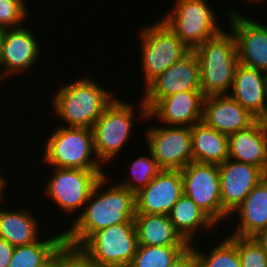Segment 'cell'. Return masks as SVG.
Masks as SVG:
<instances>
[{
	"instance_id": "1",
	"label": "cell",
	"mask_w": 267,
	"mask_h": 267,
	"mask_svg": "<svg viewBox=\"0 0 267 267\" xmlns=\"http://www.w3.org/2000/svg\"><path fill=\"white\" fill-rule=\"evenodd\" d=\"M110 181L114 182L107 174L101 177L82 212L66 226V244L80 247L94 232L134 219L135 194L117 181L110 185Z\"/></svg>"
},
{
	"instance_id": "2",
	"label": "cell",
	"mask_w": 267,
	"mask_h": 267,
	"mask_svg": "<svg viewBox=\"0 0 267 267\" xmlns=\"http://www.w3.org/2000/svg\"><path fill=\"white\" fill-rule=\"evenodd\" d=\"M88 75L65 82L55 91L51 105L53 113L64 127L92 129L96 120L116 98L109 88H103ZM113 96V97H112ZM67 124V125H66Z\"/></svg>"
},
{
	"instance_id": "3",
	"label": "cell",
	"mask_w": 267,
	"mask_h": 267,
	"mask_svg": "<svg viewBox=\"0 0 267 267\" xmlns=\"http://www.w3.org/2000/svg\"><path fill=\"white\" fill-rule=\"evenodd\" d=\"M139 104V105H138ZM136 105L122 98H115L113 102L105 109L101 116L96 120L92 128L94 136V150L99 161L107 167V163L114 162L116 157L123 151L124 146L129 145L131 136H133L134 123L137 120L146 123L148 117V109L140 97V101ZM135 106V108H134ZM137 113V114H135ZM135 117V119H134ZM139 118V119H138ZM132 134V135H131ZM129 140V141H128Z\"/></svg>"
},
{
	"instance_id": "4",
	"label": "cell",
	"mask_w": 267,
	"mask_h": 267,
	"mask_svg": "<svg viewBox=\"0 0 267 267\" xmlns=\"http://www.w3.org/2000/svg\"><path fill=\"white\" fill-rule=\"evenodd\" d=\"M193 52L199 61L203 95L228 94L239 64L237 44L232 31L224 28L218 35L205 40Z\"/></svg>"
},
{
	"instance_id": "5",
	"label": "cell",
	"mask_w": 267,
	"mask_h": 267,
	"mask_svg": "<svg viewBox=\"0 0 267 267\" xmlns=\"http://www.w3.org/2000/svg\"><path fill=\"white\" fill-rule=\"evenodd\" d=\"M53 128L44 140L42 159L34 160L36 165L42 161L50 169H105L94 150L92 129L62 125Z\"/></svg>"
},
{
	"instance_id": "6",
	"label": "cell",
	"mask_w": 267,
	"mask_h": 267,
	"mask_svg": "<svg viewBox=\"0 0 267 267\" xmlns=\"http://www.w3.org/2000/svg\"><path fill=\"white\" fill-rule=\"evenodd\" d=\"M156 20L150 26L140 27L138 32L141 50L140 68L145 81L142 89L191 51L161 18Z\"/></svg>"
},
{
	"instance_id": "7",
	"label": "cell",
	"mask_w": 267,
	"mask_h": 267,
	"mask_svg": "<svg viewBox=\"0 0 267 267\" xmlns=\"http://www.w3.org/2000/svg\"><path fill=\"white\" fill-rule=\"evenodd\" d=\"M161 19L191 51L224 28L208 0H176Z\"/></svg>"
},
{
	"instance_id": "8",
	"label": "cell",
	"mask_w": 267,
	"mask_h": 267,
	"mask_svg": "<svg viewBox=\"0 0 267 267\" xmlns=\"http://www.w3.org/2000/svg\"><path fill=\"white\" fill-rule=\"evenodd\" d=\"M79 248L94 267L130 266L138 248L134 219L94 232Z\"/></svg>"
},
{
	"instance_id": "9",
	"label": "cell",
	"mask_w": 267,
	"mask_h": 267,
	"mask_svg": "<svg viewBox=\"0 0 267 267\" xmlns=\"http://www.w3.org/2000/svg\"><path fill=\"white\" fill-rule=\"evenodd\" d=\"M54 169V170H53ZM46 186L42 187L48 200L51 198L57 210L76 216L88 201L95 185L105 174L104 169H65L53 168ZM80 210V211H78ZM77 212L75 215L73 213ZM79 212V213H78Z\"/></svg>"
},
{
	"instance_id": "10",
	"label": "cell",
	"mask_w": 267,
	"mask_h": 267,
	"mask_svg": "<svg viewBox=\"0 0 267 267\" xmlns=\"http://www.w3.org/2000/svg\"><path fill=\"white\" fill-rule=\"evenodd\" d=\"M147 128L143 132L147 149L162 170H181L193 162L190 127L153 124Z\"/></svg>"
},
{
	"instance_id": "11",
	"label": "cell",
	"mask_w": 267,
	"mask_h": 267,
	"mask_svg": "<svg viewBox=\"0 0 267 267\" xmlns=\"http://www.w3.org/2000/svg\"><path fill=\"white\" fill-rule=\"evenodd\" d=\"M180 171L184 194L192 199L217 225L222 224L218 165L190 162Z\"/></svg>"
},
{
	"instance_id": "12",
	"label": "cell",
	"mask_w": 267,
	"mask_h": 267,
	"mask_svg": "<svg viewBox=\"0 0 267 267\" xmlns=\"http://www.w3.org/2000/svg\"><path fill=\"white\" fill-rule=\"evenodd\" d=\"M231 9L227 21L235 36L239 63L267 73V23Z\"/></svg>"
},
{
	"instance_id": "13",
	"label": "cell",
	"mask_w": 267,
	"mask_h": 267,
	"mask_svg": "<svg viewBox=\"0 0 267 267\" xmlns=\"http://www.w3.org/2000/svg\"><path fill=\"white\" fill-rule=\"evenodd\" d=\"M144 90L140 96L148 110L160 98L182 91H201L200 66L196 54L190 51L152 80Z\"/></svg>"
},
{
	"instance_id": "14",
	"label": "cell",
	"mask_w": 267,
	"mask_h": 267,
	"mask_svg": "<svg viewBox=\"0 0 267 267\" xmlns=\"http://www.w3.org/2000/svg\"><path fill=\"white\" fill-rule=\"evenodd\" d=\"M37 34L26 25L7 29L0 59V84L10 77L33 71L43 51ZM42 51V52H41ZM10 76V77H9Z\"/></svg>"
},
{
	"instance_id": "15",
	"label": "cell",
	"mask_w": 267,
	"mask_h": 267,
	"mask_svg": "<svg viewBox=\"0 0 267 267\" xmlns=\"http://www.w3.org/2000/svg\"><path fill=\"white\" fill-rule=\"evenodd\" d=\"M221 188L222 223L223 230L225 222L230 214L246 199L252 189L267 174L260 168L227 159L218 165Z\"/></svg>"
},
{
	"instance_id": "16",
	"label": "cell",
	"mask_w": 267,
	"mask_h": 267,
	"mask_svg": "<svg viewBox=\"0 0 267 267\" xmlns=\"http://www.w3.org/2000/svg\"><path fill=\"white\" fill-rule=\"evenodd\" d=\"M184 194L180 170H162L144 188L135 193V213L168 215Z\"/></svg>"
},
{
	"instance_id": "17",
	"label": "cell",
	"mask_w": 267,
	"mask_h": 267,
	"mask_svg": "<svg viewBox=\"0 0 267 267\" xmlns=\"http://www.w3.org/2000/svg\"><path fill=\"white\" fill-rule=\"evenodd\" d=\"M204 97L202 91H182L160 98L148 110L146 120H158L162 125L191 128L202 121Z\"/></svg>"
},
{
	"instance_id": "18",
	"label": "cell",
	"mask_w": 267,
	"mask_h": 267,
	"mask_svg": "<svg viewBox=\"0 0 267 267\" xmlns=\"http://www.w3.org/2000/svg\"><path fill=\"white\" fill-rule=\"evenodd\" d=\"M202 122L229 136L250 127L255 117L228 94L209 95L203 100Z\"/></svg>"
},
{
	"instance_id": "19",
	"label": "cell",
	"mask_w": 267,
	"mask_h": 267,
	"mask_svg": "<svg viewBox=\"0 0 267 267\" xmlns=\"http://www.w3.org/2000/svg\"><path fill=\"white\" fill-rule=\"evenodd\" d=\"M228 95L256 117L267 106V73L239 63Z\"/></svg>"
},
{
	"instance_id": "20",
	"label": "cell",
	"mask_w": 267,
	"mask_h": 267,
	"mask_svg": "<svg viewBox=\"0 0 267 267\" xmlns=\"http://www.w3.org/2000/svg\"><path fill=\"white\" fill-rule=\"evenodd\" d=\"M235 217H238L239 220L237 225L234 226L235 230H230L229 235L253 237L261 229L267 227V176L252 189L246 199L230 214L228 221L229 219L232 221Z\"/></svg>"
},
{
	"instance_id": "21",
	"label": "cell",
	"mask_w": 267,
	"mask_h": 267,
	"mask_svg": "<svg viewBox=\"0 0 267 267\" xmlns=\"http://www.w3.org/2000/svg\"><path fill=\"white\" fill-rule=\"evenodd\" d=\"M7 208L8 206L0 207V238L7 240L14 247L37 242L43 232L40 229L42 226L38 214L35 216L25 207H18L16 210Z\"/></svg>"
},
{
	"instance_id": "22",
	"label": "cell",
	"mask_w": 267,
	"mask_h": 267,
	"mask_svg": "<svg viewBox=\"0 0 267 267\" xmlns=\"http://www.w3.org/2000/svg\"><path fill=\"white\" fill-rule=\"evenodd\" d=\"M168 217L175 230L189 244L196 243L198 232L203 228L204 234L214 230L218 225L187 195L183 194L173 205Z\"/></svg>"
},
{
	"instance_id": "23",
	"label": "cell",
	"mask_w": 267,
	"mask_h": 267,
	"mask_svg": "<svg viewBox=\"0 0 267 267\" xmlns=\"http://www.w3.org/2000/svg\"><path fill=\"white\" fill-rule=\"evenodd\" d=\"M228 137L229 159L256 166L267 174V137L256 123Z\"/></svg>"
},
{
	"instance_id": "24",
	"label": "cell",
	"mask_w": 267,
	"mask_h": 267,
	"mask_svg": "<svg viewBox=\"0 0 267 267\" xmlns=\"http://www.w3.org/2000/svg\"><path fill=\"white\" fill-rule=\"evenodd\" d=\"M138 245H189L175 230L168 215L135 213Z\"/></svg>"
},
{
	"instance_id": "25",
	"label": "cell",
	"mask_w": 267,
	"mask_h": 267,
	"mask_svg": "<svg viewBox=\"0 0 267 267\" xmlns=\"http://www.w3.org/2000/svg\"><path fill=\"white\" fill-rule=\"evenodd\" d=\"M193 162L222 164L229 157V137L202 121L191 127Z\"/></svg>"
},
{
	"instance_id": "26",
	"label": "cell",
	"mask_w": 267,
	"mask_h": 267,
	"mask_svg": "<svg viewBox=\"0 0 267 267\" xmlns=\"http://www.w3.org/2000/svg\"><path fill=\"white\" fill-rule=\"evenodd\" d=\"M64 243V230L51 237L40 238L37 242L14 247L7 267H44Z\"/></svg>"
},
{
	"instance_id": "27",
	"label": "cell",
	"mask_w": 267,
	"mask_h": 267,
	"mask_svg": "<svg viewBox=\"0 0 267 267\" xmlns=\"http://www.w3.org/2000/svg\"><path fill=\"white\" fill-rule=\"evenodd\" d=\"M224 238L211 244L208 253L200 248L201 252L195 243L190 245L195 250L198 267H241L236 243L228 235Z\"/></svg>"
},
{
	"instance_id": "28",
	"label": "cell",
	"mask_w": 267,
	"mask_h": 267,
	"mask_svg": "<svg viewBox=\"0 0 267 267\" xmlns=\"http://www.w3.org/2000/svg\"><path fill=\"white\" fill-rule=\"evenodd\" d=\"M189 245H138L129 267H169Z\"/></svg>"
},
{
	"instance_id": "29",
	"label": "cell",
	"mask_w": 267,
	"mask_h": 267,
	"mask_svg": "<svg viewBox=\"0 0 267 267\" xmlns=\"http://www.w3.org/2000/svg\"><path fill=\"white\" fill-rule=\"evenodd\" d=\"M147 152L149 153L140 155L133 162L131 161L132 164L129 163L128 165L131 170H129V175H131L117 182L134 194L146 187L162 171L148 149Z\"/></svg>"
},
{
	"instance_id": "30",
	"label": "cell",
	"mask_w": 267,
	"mask_h": 267,
	"mask_svg": "<svg viewBox=\"0 0 267 267\" xmlns=\"http://www.w3.org/2000/svg\"><path fill=\"white\" fill-rule=\"evenodd\" d=\"M228 236L237 245L241 267H267V254L253 237Z\"/></svg>"
},
{
	"instance_id": "31",
	"label": "cell",
	"mask_w": 267,
	"mask_h": 267,
	"mask_svg": "<svg viewBox=\"0 0 267 267\" xmlns=\"http://www.w3.org/2000/svg\"><path fill=\"white\" fill-rule=\"evenodd\" d=\"M26 1L0 0V26L10 29L25 25L24 21L26 23L32 16Z\"/></svg>"
},
{
	"instance_id": "32",
	"label": "cell",
	"mask_w": 267,
	"mask_h": 267,
	"mask_svg": "<svg viewBox=\"0 0 267 267\" xmlns=\"http://www.w3.org/2000/svg\"><path fill=\"white\" fill-rule=\"evenodd\" d=\"M55 267H94L88 256L79 248L65 242L54 253Z\"/></svg>"
},
{
	"instance_id": "33",
	"label": "cell",
	"mask_w": 267,
	"mask_h": 267,
	"mask_svg": "<svg viewBox=\"0 0 267 267\" xmlns=\"http://www.w3.org/2000/svg\"><path fill=\"white\" fill-rule=\"evenodd\" d=\"M169 267H198L195 250L189 245Z\"/></svg>"
},
{
	"instance_id": "34",
	"label": "cell",
	"mask_w": 267,
	"mask_h": 267,
	"mask_svg": "<svg viewBox=\"0 0 267 267\" xmlns=\"http://www.w3.org/2000/svg\"><path fill=\"white\" fill-rule=\"evenodd\" d=\"M14 252L12 246L7 240L0 238V267H7Z\"/></svg>"
},
{
	"instance_id": "35",
	"label": "cell",
	"mask_w": 267,
	"mask_h": 267,
	"mask_svg": "<svg viewBox=\"0 0 267 267\" xmlns=\"http://www.w3.org/2000/svg\"><path fill=\"white\" fill-rule=\"evenodd\" d=\"M255 123L267 137V106L255 117Z\"/></svg>"
},
{
	"instance_id": "36",
	"label": "cell",
	"mask_w": 267,
	"mask_h": 267,
	"mask_svg": "<svg viewBox=\"0 0 267 267\" xmlns=\"http://www.w3.org/2000/svg\"><path fill=\"white\" fill-rule=\"evenodd\" d=\"M253 238L267 254V227L261 229L257 234L253 236Z\"/></svg>"
},
{
	"instance_id": "37",
	"label": "cell",
	"mask_w": 267,
	"mask_h": 267,
	"mask_svg": "<svg viewBox=\"0 0 267 267\" xmlns=\"http://www.w3.org/2000/svg\"><path fill=\"white\" fill-rule=\"evenodd\" d=\"M7 28L0 26V59L3 52V44L5 40Z\"/></svg>"
},
{
	"instance_id": "38",
	"label": "cell",
	"mask_w": 267,
	"mask_h": 267,
	"mask_svg": "<svg viewBox=\"0 0 267 267\" xmlns=\"http://www.w3.org/2000/svg\"><path fill=\"white\" fill-rule=\"evenodd\" d=\"M7 186H0V205L3 206V202L1 204V201H5L4 200V196H6L4 193H5V190H6Z\"/></svg>"
},
{
	"instance_id": "39",
	"label": "cell",
	"mask_w": 267,
	"mask_h": 267,
	"mask_svg": "<svg viewBox=\"0 0 267 267\" xmlns=\"http://www.w3.org/2000/svg\"><path fill=\"white\" fill-rule=\"evenodd\" d=\"M3 172H1L0 170V186H8L7 183V178L4 177V175L2 174Z\"/></svg>"
},
{
	"instance_id": "40",
	"label": "cell",
	"mask_w": 267,
	"mask_h": 267,
	"mask_svg": "<svg viewBox=\"0 0 267 267\" xmlns=\"http://www.w3.org/2000/svg\"><path fill=\"white\" fill-rule=\"evenodd\" d=\"M44 267H55L54 266V255H53L52 259Z\"/></svg>"
},
{
	"instance_id": "41",
	"label": "cell",
	"mask_w": 267,
	"mask_h": 267,
	"mask_svg": "<svg viewBox=\"0 0 267 267\" xmlns=\"http://www.w3.org/2000/svg\"><path fill=\"white\" fill-rule=\"evenodd\" d=\"M244 1H245V0H244ZM247 1H248V3L250 2L251 4H252V3H253V4H255V3L258 4V3H260V2H261V3H262V2L264 3V0H246V2H247ZM254 2H255V3H254Z\"/></svg>"
}]
</instances>
